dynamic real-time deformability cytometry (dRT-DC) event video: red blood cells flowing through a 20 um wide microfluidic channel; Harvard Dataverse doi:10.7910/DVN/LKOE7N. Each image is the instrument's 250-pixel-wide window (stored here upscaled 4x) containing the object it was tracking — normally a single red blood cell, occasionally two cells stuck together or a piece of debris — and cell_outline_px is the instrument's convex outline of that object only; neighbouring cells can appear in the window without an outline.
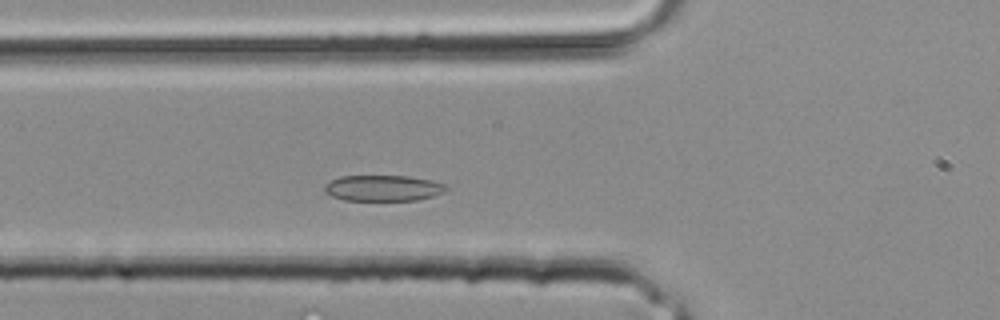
{"species": "common noctule bat (a hibernating species)", "species_latin": "Nyctalus noctula", "temperature_condition": "room temperature", "stored_images_in_passage": 25, "camera_frame_rate_fps": 3000, "um_per_image_px": 0.085, "animal": {"sex": "male", "body_mass_g": 20.4}, "frame": {"image": 1, "passage_image": 3, "time_ms": 0.667, "image_size_px": [1000, 320], "cell_outline_px": [[452, 188], [444, 192], [432, 196], [416, 200], [344, 200], [332, 196], [324, 192], [324, 184], [340, 176], [412, 176], [432, 180], [444, 184]], "centroid_in_image_um": [32.59, 15.98], "position_along_channel_um": 93.2, "area_um2": 18.5}}
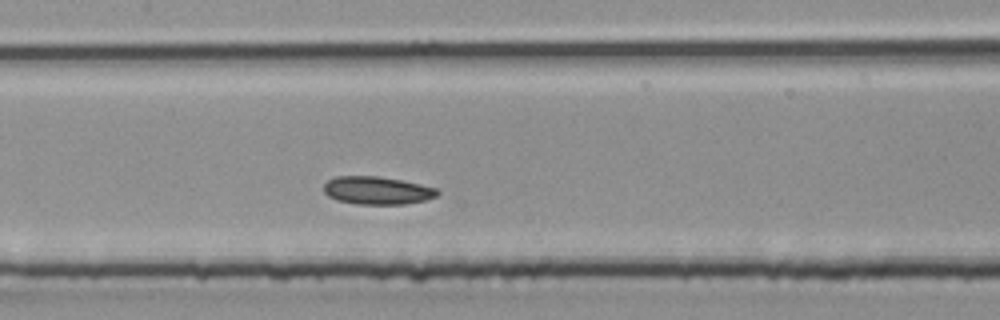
{"frame": {"image": 2, "passage_image": 7, "time_ms": 2.0, "image_size_px": [1000, 320], "cell_outline_px": [[440, 192], [436, 196], [424, 200], [404, 204], [356, 204], [336, 200], [328, 196], [324, 192], [324, 184], [328, 180], [336, 176], [376, 176], [404, 180], [436, 188]], "centroid_in_image_um": [32.04, 16.18], "position_along_channel_um": 175.4, "area_um2": 18.5}}
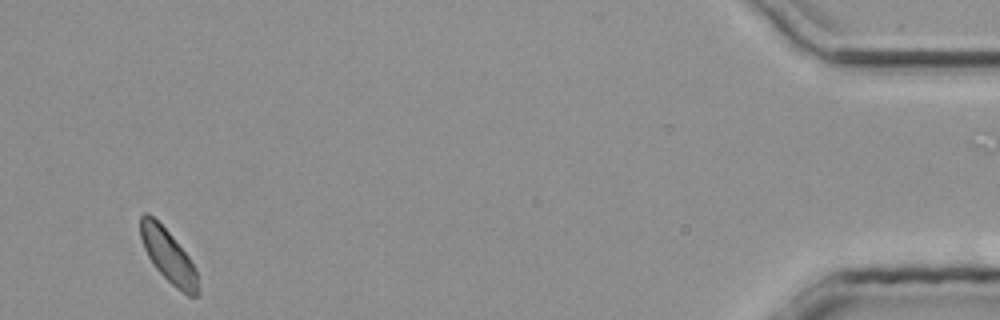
{"frame": {"image": 3, "passage_image": 23, "time_ms": 7.333, "image_size_px": [1000, 320], "cell_outline_px": [[200, 296], [188, 296], [176, 288], [156, 268], [148, 256], [144, 248], [140, 236], [140, 216], [144, 212], [148, 212], [168, 232], [188, 256], [196, 268], [200, 292]], "centroid_in_image_um": [14.33, 21.78], "position_along_channel_um": 420.9, "area_um2": 17.69}}